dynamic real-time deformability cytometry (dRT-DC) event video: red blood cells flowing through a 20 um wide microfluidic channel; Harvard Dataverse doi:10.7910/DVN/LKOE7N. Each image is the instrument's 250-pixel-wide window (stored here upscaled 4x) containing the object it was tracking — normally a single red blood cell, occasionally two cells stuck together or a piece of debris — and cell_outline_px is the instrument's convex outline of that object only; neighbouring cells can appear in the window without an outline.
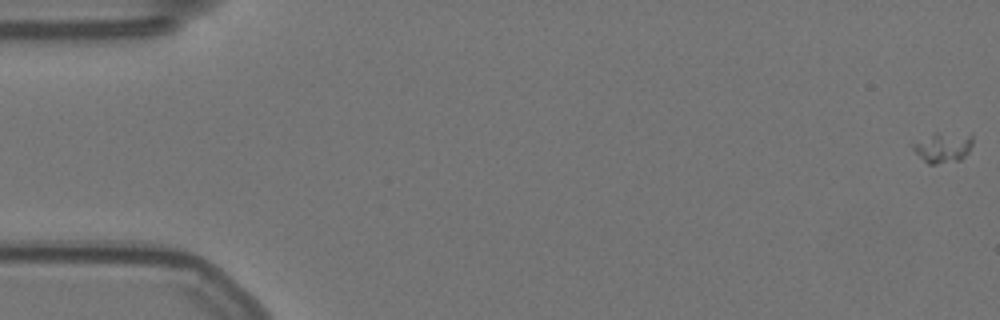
{"species": "Egyptian fruit bat (a non-hibernating species)", "species_latin": "Rousettus aegyptiacus", "temperature_condition": "warm", "stored_images_in_passage": 19, "camera_frame_rate_fps": 3000, "um_per_image_px": 0.085, "animal": {"sex": "female"}, "frame": {"image": 1, "passage_image": 1, "time_ms": 0.0, "image_size_px": [1000, 320], "cell_outline_px": [[972, 144], [968, 152], [960, 160], [936, 164], [928, 164], [912, 148], [912, 144], [936, 132], [972, 132]], "centroid_in_image_um": [80.22, 12.49], "position_along_channel_um": 4.8, "area_um2": 10.64}}
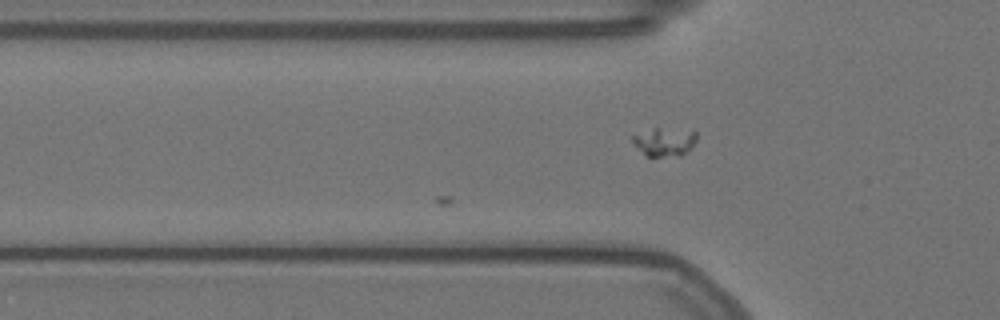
{"frame": {"image": 2, "passage_image": 19, "time_ms": 6.0, "image_size_px": [1000, 320], "cell_outline_px": [[696, 140], [692, 148], [680, 156], [644, 156], [632, 140], [632, 136], [656, 128], [696, 132]], "centroid_in_image_um": [56.49, 12.09], "position_along_channel_um": 69.3, "area_um2": 10.29}}